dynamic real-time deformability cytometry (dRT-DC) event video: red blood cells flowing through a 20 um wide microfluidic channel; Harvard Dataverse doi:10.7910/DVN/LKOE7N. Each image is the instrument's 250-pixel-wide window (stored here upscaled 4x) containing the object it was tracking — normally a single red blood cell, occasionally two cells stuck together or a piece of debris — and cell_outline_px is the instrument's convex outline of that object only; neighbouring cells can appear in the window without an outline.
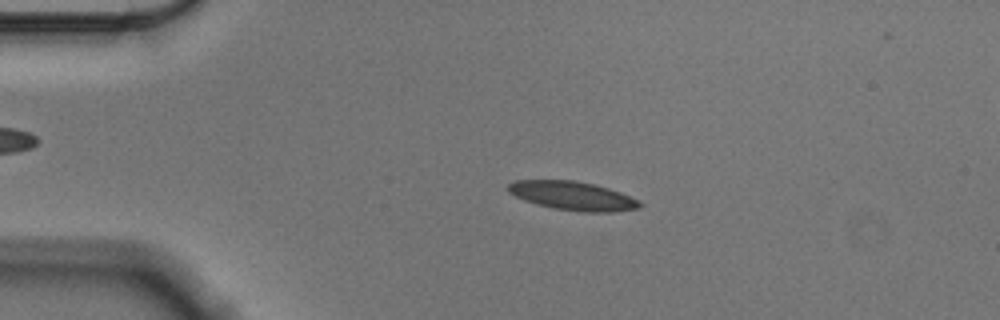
{"species": "Egyptian fruit bat (a non-hibernating species)", "species_latin": "Rousettus aegyptiacus", "temperature_condition": "cold", "stored_images_in_passage": 56, "camera_frame_rate_fps": 3000, "um_per_image_px": 0.085, "animal": {"sex": "male"}, "frame": {"image": 1, "passage_image": 12, "time_ms": 3.667, "image_size_px": [1000, 320], "cell_outline_px": [[644, 204], [640, 208], [612, 212], [580, 212], [552, 208], [536, 204], [524, 200], [508, 192], [504, 188], [508, 184], [516, 180], [572, 180], [592, 184], [608, 188], [620, 192], [640, 200]], "centroid_in_image_um": [48.67, 16.65], "position_along_channel_um": 36.3, "area_um2": 22.25}}
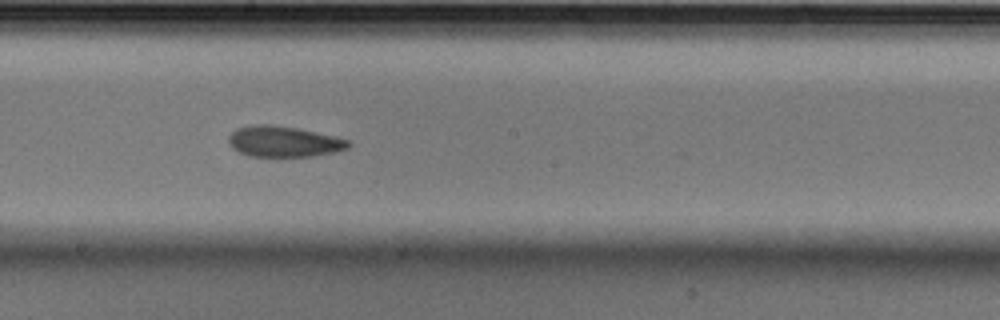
{"frame": {"image": 2, "passage_image": 31, "time_ms": 10.0, "image_size_px": [1000, 320], "cell_outline_px": [[352, 144], [348, 148], [336, 152], [312, 156], [280, 160], [248, 156], [232, 148], [228, 140], [228, 136], [236, 128], [256, 124], [272, 124], [296, 128], [336, 136], [348, 140]], "centroid_in_image_um": [24.11, 12.08], "position_along_channel_um": 224.1, "area_um2": 22.48}}
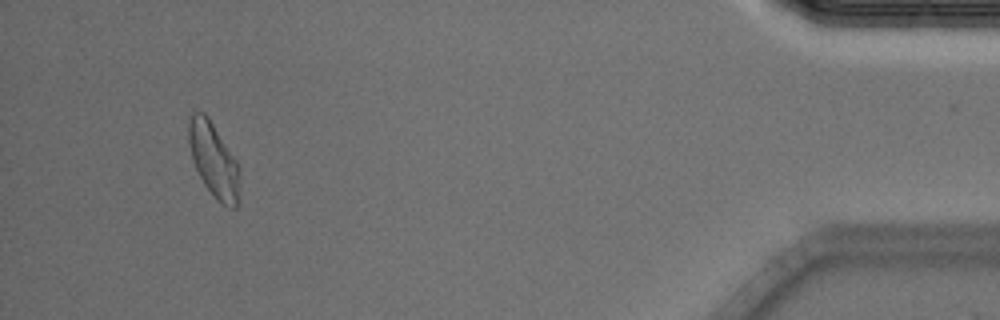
{"frame": {"image": 3, "passage_image": 53, "time_ms": 17.333, "image_size_px": [1000, 320], "cell_outline_px": [[240, 204], [236, 208], [228, 208], [216, 200], [204, 184], [192, 160], [188, 140], [188, 124], [192, 112], [204, 112], [208, 116], [236, 160], [240, 168]], "centroid_in_image_um": [18.2, 13.66], "position_along_channel_um": 417.0, "area_um2": 22.48}, "authors_computed_cell_mechanics": {"area_um2": 21.6172, "velocity_mm_per_s": 3.5388, "shape_relaxation_time_tau1_ms": 4.3415, "shape_relaxation_time_tau2_ms": 4.1554, "deformation_change_tau1": 0.1398, "deformation_change_tau2": 0.1}}